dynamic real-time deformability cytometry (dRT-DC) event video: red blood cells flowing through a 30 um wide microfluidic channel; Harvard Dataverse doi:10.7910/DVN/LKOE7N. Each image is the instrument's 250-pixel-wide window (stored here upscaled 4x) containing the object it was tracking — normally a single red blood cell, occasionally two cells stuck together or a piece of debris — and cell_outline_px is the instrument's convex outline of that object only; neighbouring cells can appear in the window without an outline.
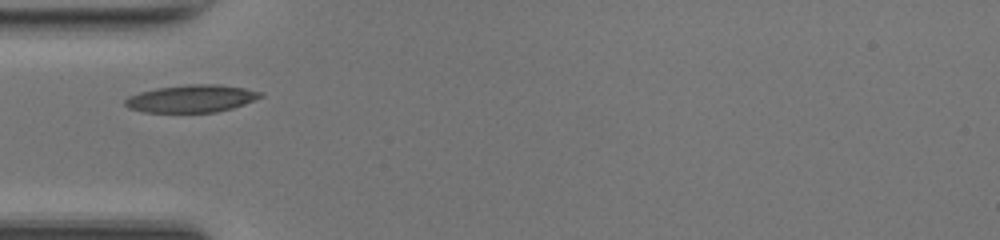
{"species": "common noctule bat (a hibernating species)", "species_latin": "Nyctalus noctula", "temperature_condition": "room temperature", "stored_images_in_passage": 34, "camera_frame_rate_fps": 3000, "um_per_image_px": 0.085, "animal": {"sex": "female", "body_mass_g": 17.0, "forearm_length_mm": 48.0}, "frame": {"image": 1, "passage_image": 1, "time_ms": 0.0, "image_size_px": [1000, 240], "cell_outline_px": [[264, 96], [244, 104], [232, 108], [216, 112], [144, 112], [128, 108], [124, 104], [124, 100], [128, 96], [140, 92], [156, 88], [188, 84], [220, 84], [244, 88], [264, 92]], "centroid_in_image_um": [16.28, 8.37], "position_along_channel_um": 68.7, "area_um2": 21.79}}
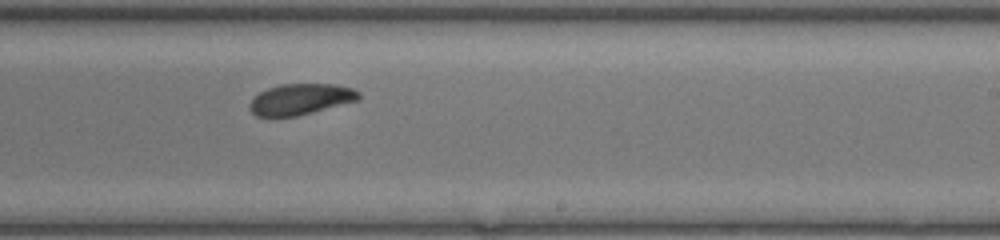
{"frame": {"image": 2, "passage_image": 15, "time_ms": 4.667, "image_size_px": [1000, 240], "cell_outline_px": [[360, 100], [296, 116], [256, 116], [248, 108], [248, 104], [260, 92], [268, 88], [280, 84], [336, 84], [352, 88], [360, 92]], "centroid_in_image_um": [25.57, 8.43], "position_along_channel_um": 263.4, "area_um2": 19.65}}
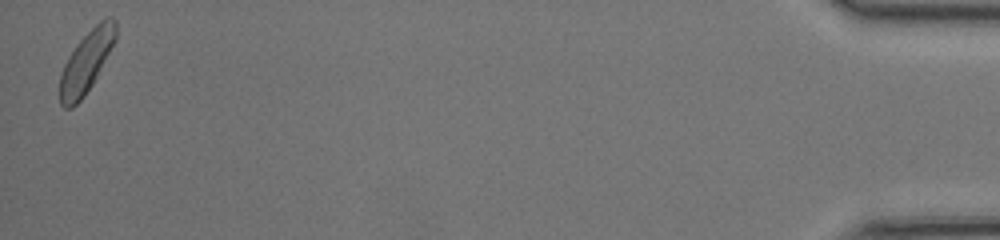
{"frame": {"image": 3, "passage_image": 34, "time_ms": 11.0, "image_size_px": [1000, 240], "cell_outline_px": [[116, 40], [92, 84], [84, 96], [72, 108], [64, 108], [60, 104], [60, 76], [64, 64], [68, 56], [76, 44], [100, 20], [108, 16], [112, 16], [116, 20]], "centroid_in_image_um": [7.34, 5.24], "position_along_channel_um": 427.9, "area_um2": 19.88}, "authors_computed_cell_mechanics": {"area_um2": 20.0566, "velocity_mm_per_s": 4.1784, "shape_relaxation_time_tau1_ms": 2.3267, "shape_relaxation_time_tau2_ms": null, "deformation_change_tau1": 0.0804, "deformation_change_tau2": null}}